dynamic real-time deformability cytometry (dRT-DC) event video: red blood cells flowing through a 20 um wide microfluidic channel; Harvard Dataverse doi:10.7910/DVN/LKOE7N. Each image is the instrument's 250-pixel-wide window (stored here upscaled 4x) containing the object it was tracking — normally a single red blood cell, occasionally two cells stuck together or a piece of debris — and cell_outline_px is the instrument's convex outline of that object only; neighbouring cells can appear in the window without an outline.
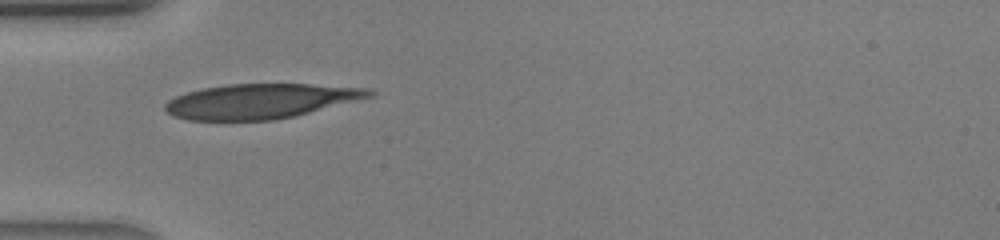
{"species": "human", "species_latin": "Homo sapiens", "temperature_condition": "warm", "stored_images_in_passage": 29, "camera_frame_rate_fps": 3000, "um_per_image_px": 0.085, "donor": {"sex": "male"}, "frame": {"image": 1, "passage_image": 1, "time_ms": 0.0, "image_size_px": [1000, 240], "cell_outline_px": [[376, 96], [292, 116], [272, 120], [188, 120], [176, 116], [168, 112], [164, 108], [164, 104], [168, 100], [176, 96], [188, 92], [204, 88], [228, 84], [308, 84], [372, 88], [376, 92]], "centroid_in_image_um": [22.2, 8.59], "position_along_channel_um": 62.8, "area_um2": 41.21}}
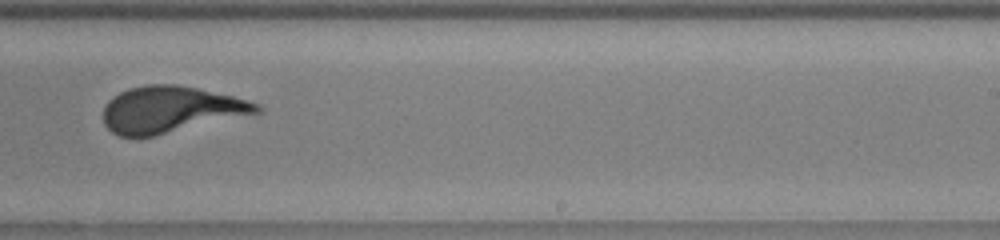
{"frame": {"image": 2, "passage_image": 14, "time_ms": 4.333, "image_size_px": [1000, 240], "cell_outline_px": [[264, 108], [260, 112], [152, 136], [120, 136], [112, 132], [104, 124], [104, 104], [108, 100], [120, 92], [128, 88], [144, 84], [176, 84], [196, 88], [232, 96], [248, 100], [260, 104]], "centroid_in_image_um": [14.47, 9.29], "position_along_channel_um": 274.5, "area_um2": 41.1}}
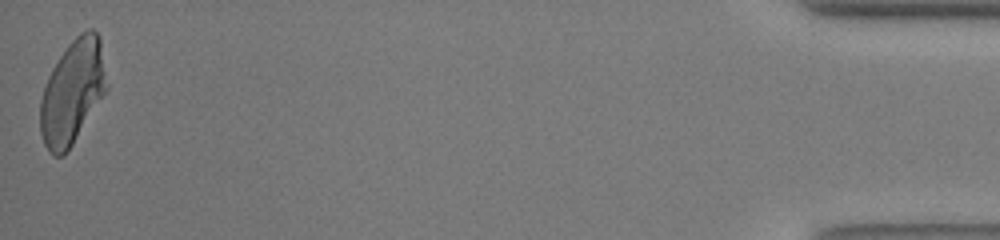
{"frame": {"image": 3, "passage_image": 29, "time_ms": 9.333, "image_size_px": [1000, 240], "cell_outline_px": [[108, 88], [72, 144], [60, 156], [52, 156], [48, 152], [44, 144], [40, 132], [40, 100], [48, 76], [52, 68], [68, 44], [80, 32], [88, 28], [92, 28], [96, 32], [100, 40], [108, 84]], "centroid_in_image_um": [6.15, 7.8], "position_along_channel_um": 429.0, "area_um2": 39.94}}